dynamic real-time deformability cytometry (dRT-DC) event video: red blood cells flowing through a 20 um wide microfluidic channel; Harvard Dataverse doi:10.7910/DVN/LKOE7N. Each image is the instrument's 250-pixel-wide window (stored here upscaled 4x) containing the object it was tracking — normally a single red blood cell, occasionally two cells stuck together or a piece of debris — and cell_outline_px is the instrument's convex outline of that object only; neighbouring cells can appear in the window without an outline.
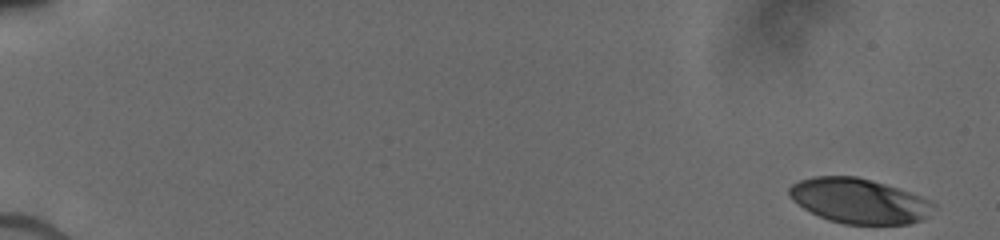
{"species": "human", "species_latin": "Homo sapiens", "temperature_condition": "cold", "stored_images_in_passage": 12, "camera_frame_rate_fps": 3000, "um_per_image_px": 0.085, "donor": {"sex": "male"}, "frame": {"image": 1, "passage_image": 1, "time_ms": 0.0, "image_size_px": [1000, 240], "cell_outline_px": [[936, 204], [924, 220], [908, 224], [844, 224], [828, 220], [804, 208], [792, 200], [788, 196], [788, 188], [792, 184], [800, 180], [812, 176], [856, 176], [900, 188], [932, 200]], "centroid_in_image_um": [73.03, 17.07], "position_along_channel_um": 12.0, "area_um2": 37.97}}
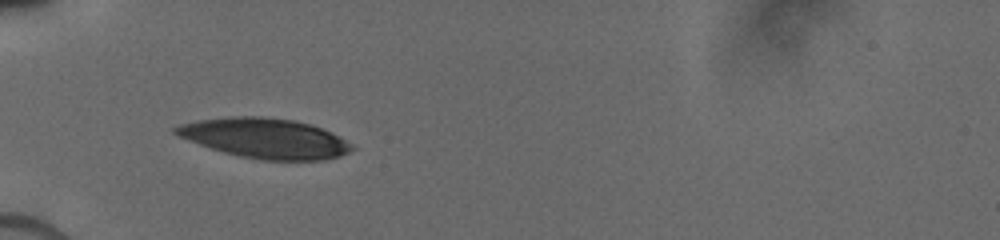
{"frame": {"image": 2, "passage_image": 9, "time_ms": 5.667, "image_size_px": [1000, 240], "cell_outline_px": [[356, 148], [340, 156], [324, 160], [260, 160], [240, 156], [224, 152], [188, 140], [172, 132], [172, 128], [180, 124], [196, 120], [232, 116], [260, 116], [296, 120], [320, 128], [344, 140]], "centroid_in_image_um": [22.48, 11.74], "position_along_channel_um": 62.5, "area_um2": 40.69}}
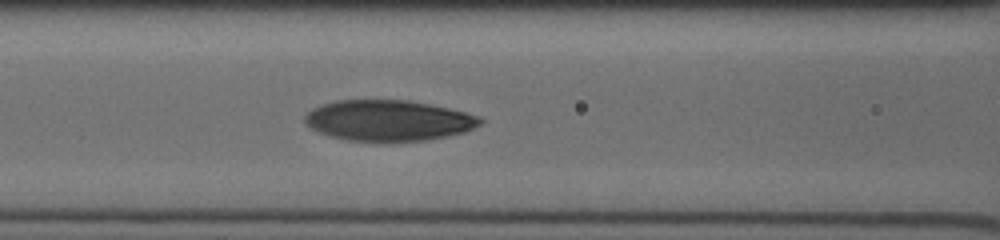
{"frame": {"image": 3, "passage_image": 12, "time_ms": 7.667, "image_size_px": [1000, 240], "cell_outline_px": [[484, 120], [480, 124], [464, 132], [448, 136], [424, 140], [344, 140], [328, 136], [312, 128], [304, 120], [304, 116], [312, 108], [320, 104], [336, 100], [408, 100], [448, 108], [480, 116]], "centroid_in_image_um": [33.0, 10.22], "position_along_channel_um": 133.6, "area_um2": 41.27}}